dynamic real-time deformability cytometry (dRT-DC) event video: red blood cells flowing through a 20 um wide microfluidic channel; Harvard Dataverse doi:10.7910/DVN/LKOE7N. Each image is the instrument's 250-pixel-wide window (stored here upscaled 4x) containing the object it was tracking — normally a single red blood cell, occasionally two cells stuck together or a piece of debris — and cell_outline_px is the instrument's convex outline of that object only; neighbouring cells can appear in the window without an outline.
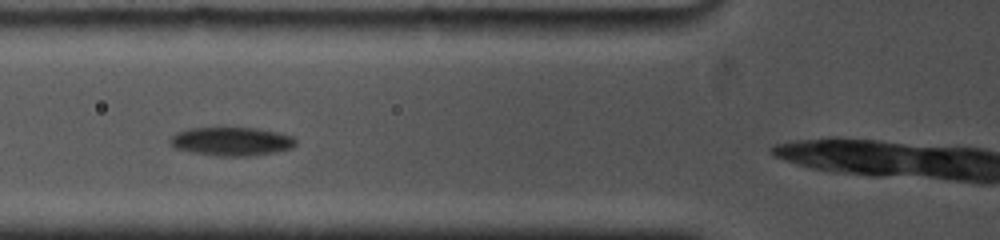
{"species": "common noctule bat (a hibernating species)", "species_latin": "Nyctalus noctula", "temperature_condition": "cold", "stored_images_in_passage": 12, "camera_frame_rate_fps": 5000, "um_per_image_px": 0.085, "animal": {"sex": "female", "body_mass_g": 19.0, "forearm_length_mm": 53.3}, "frame": {"image": 1, "passage_image": 6, "time_ms": 1.8, "image_size_px": [1000, 240], "cell_outline_px": [[296, 144], [292, 148], [276, 152], [248, 156], [216, 156], [192, 152], [176, 148], [168, 144], [168, 140], [176, 132], [188, 128], [256, 128], [280, 132], [292, 136], [296, 140]], "centroid_in_image_um": [19.67, 12.02], "position_along_channel_um": 106.1, "area_um2": 21.1}}
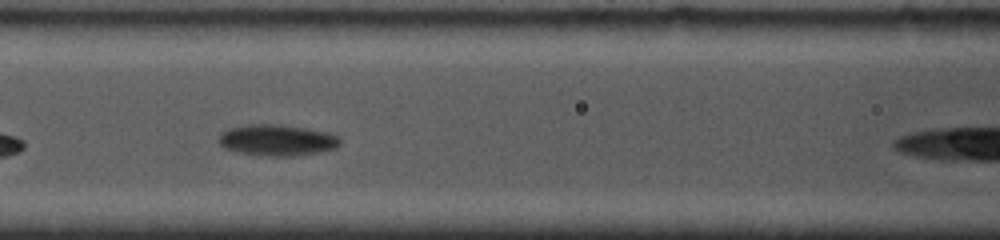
{"frame": {"image": 2, "passage_image": 7, "time_ms": 2.8, "image_size_px": [1000, 240], "cell_outline_px": [[340, 144], [336, 148], [320, 152], [292, 156], [268, 156], [240, 152], [224, 148], [216, 140], [220, 132], [228, 128], [244, 124], [280, 124], [308, 128], [328, 132], [340, 136]], "centroid_in_image_um": [23.54, 11.89], "position_along_channel_um": 143.1, "area_um2": 22.43}}